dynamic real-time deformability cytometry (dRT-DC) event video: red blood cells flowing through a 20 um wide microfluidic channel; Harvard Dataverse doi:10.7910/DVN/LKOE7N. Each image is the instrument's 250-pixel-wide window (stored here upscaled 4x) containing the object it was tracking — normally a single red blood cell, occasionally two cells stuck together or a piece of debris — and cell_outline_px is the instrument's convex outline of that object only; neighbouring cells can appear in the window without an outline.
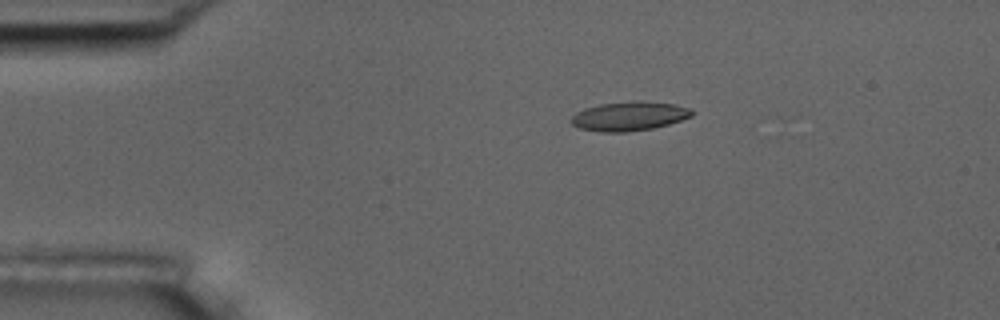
{"species": "common noctule bat (a hibernating species)", "species_latin": "Nyctalus noctula", "temperature_condition": "room temperature", "stored_images_in_passage": 55, "camera_frame_rate_fps": 3000, "um_per_image_px": 0.085, "animal": {"sex": "male", "body_mass_g": 17.5, "forearm_length_mm": 52.3}, "frame": {"image": 1, "passage_image": 11, "time_ms": 3.333, "image_size_px": [1000, 320], "cell_outline_px": [[692, 116], [668, 124], [652, 128], [624, 132], [604, 132], [580, 128], [572, 124], [572, 116], [576, 112], [584, 108], [600, 104], [632, 100], [640, 100], [676, 104], [692, 108]], "centroid_in_image_um": [53.5, 9.85], "position_along_channel_um": 31.5, "area_um2": 20.52}}
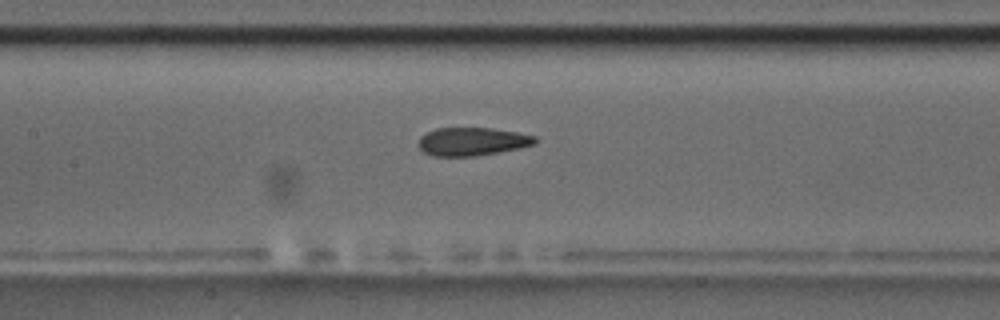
{"frame": {"image": 2, "passage_image": 26, "time_ms": 8.333, "image_size_px": [1000, 320], "cell_outline_px": [[536, 144], [520, 148], [476, 156], [432, 156], [424, 152], [416, 144], [420, 136], [436, 128], [492, 128], [516, 132], [536, 136]], "centroid_in_image_um": [40.12, 12.03], "position_along_channel_um": 167.3, "area_um2": 19.25}}
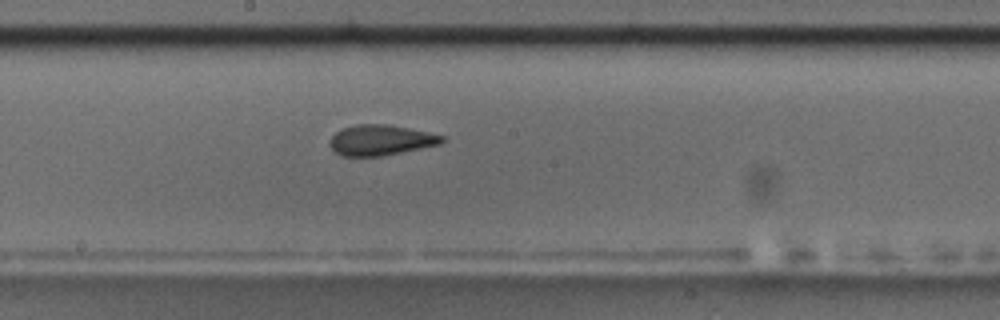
{"frame": {"image": 3, "passage_image": 30, "time_ms": 9.667, "image_size_px": [1000, 320], "cell_outline_px": [[444, 140], [440, 144], [380, 156], [344, 156], [336, 152], [328, 144], [332, 136], [336, 132], [344, 128], [356, 124], [388, 124], [428, 132], [444, 136]], "centroid_in_image_um": [32.34, 11.9], "position_along_channel_um": 215.9, "area_um2": 19.65}, "authors_computed_cell_mechanics": {"area_um2": 19.941, "velocity_mm_per_s": 3.666, "shape_relaxation_time_tau1_ms": 4.1218, "shape_relaxation_time_tau2_ms": 2.0893, "deformation_change_tau1": 0.1533, "deformation_change_tau2": 0.1048}}